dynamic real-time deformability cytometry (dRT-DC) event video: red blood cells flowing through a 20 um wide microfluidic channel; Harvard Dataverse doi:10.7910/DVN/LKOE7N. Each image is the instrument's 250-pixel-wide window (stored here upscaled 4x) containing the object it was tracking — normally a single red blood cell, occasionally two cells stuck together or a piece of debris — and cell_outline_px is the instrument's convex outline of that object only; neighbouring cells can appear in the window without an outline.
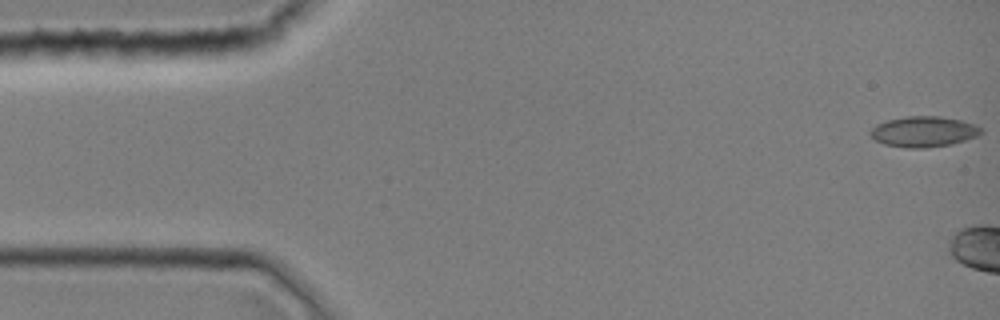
{"species": "common noctule bat (a hibernating species)", "species_latin": "Nyctalus noctula", "temperature_condition": "room temperature", "stored_images_in_passage": 4, "camera_frame_rate_fps": 3000, "um_per_image_px": 0.085, "animal": {"sex": "female", "body_mass_g": 19.0, "forearm_length_mm": 51.5}, "frame": {"image": 1, "passage_image": 1, "time_ms": 0.0, "image_size_px": [1000, 320], "cell_outline_px": [[980, 132], [976, 136], [952, 144], [924, 148], [908, 148], [884, 144], [876, 140], [868, 132], [876, 124], [888, 120], [908, 116], [940, 116], [960, 120], [976, 124], [980, 128]], "centroid_in_image_um": [78.48, 11.19], "position_along_channel_um": 6.5, "area_um2": 19.54}}